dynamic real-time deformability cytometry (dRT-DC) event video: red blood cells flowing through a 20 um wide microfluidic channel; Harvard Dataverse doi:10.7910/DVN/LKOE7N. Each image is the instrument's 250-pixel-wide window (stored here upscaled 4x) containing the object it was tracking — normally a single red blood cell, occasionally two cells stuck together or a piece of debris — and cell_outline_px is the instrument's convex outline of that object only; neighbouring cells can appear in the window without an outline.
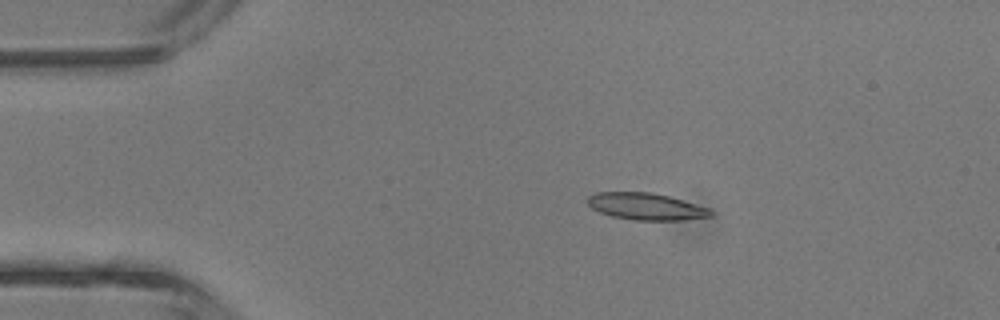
{"species": "common noctule bat (a hibernating species)", "species_latin": "Nyctalus noctula", "temperature_condition": "room temperature", "stored_images_in_passage": 4, "camera_frame_rate_fps": 3000, "um_per_image_px": 0.085, "animal": {"sex": "male", "body_mass_g": 13.3}, "frame": {"image": 1, "passage_image": 3, "time_ms": 2.333, "image_size_px": [1000, 320], "cell_outline_px": [[712, 216], [684, 220], [636, 220], [612, 216], [600, 212], [592, 208], [588, 204], [588, 196], [596, 192], [652, 192], [668, 196], [712, 208]], "centroid_in_image_um": [54.95, 17.54], "position_along_channel_um": 30.1, "area_um2": 19.31}}